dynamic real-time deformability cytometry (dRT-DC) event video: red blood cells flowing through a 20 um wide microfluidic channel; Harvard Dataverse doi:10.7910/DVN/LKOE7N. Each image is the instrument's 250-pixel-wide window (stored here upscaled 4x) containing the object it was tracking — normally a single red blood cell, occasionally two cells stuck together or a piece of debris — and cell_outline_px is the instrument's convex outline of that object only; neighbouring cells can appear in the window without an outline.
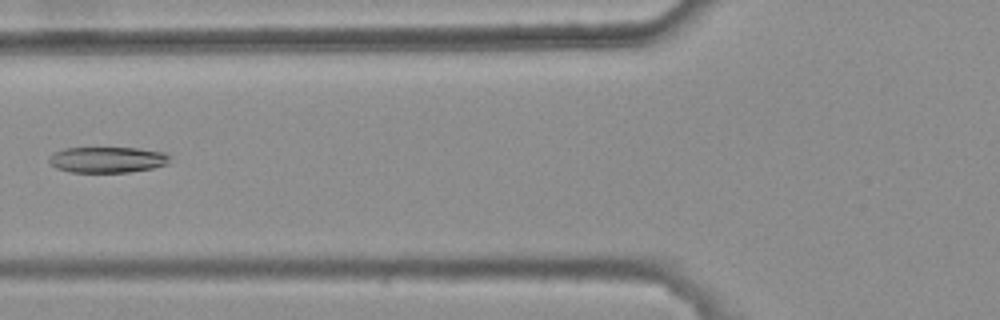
{"species": "common noctule bat (a hibernating species)", "species_latin": "Nyctalus noctula", "temperature_condition": "warm", "stored_images_in_passage": 6, "camera_frame_rate_fps": 3000, "um_per_image_px": 0.085, "animal": {"sex": "female", "body_mass_g": 25.1}, "frame": {"image": 1, "passage_image": 6, "time_ms": 1.667, "image_size_px": [1000, 320], "cell_outline_px": [[172, 156], [168, 164], [152, 168], [128, 172], [72, 172], [56, 168], [48, 160], [48, 156], [64, 148], [136, 148], [164, 152]], "centroid_in_image_um": [9.16, 13.57], "position_along_channel_um": 116.6, "area_um2": 18.21}}